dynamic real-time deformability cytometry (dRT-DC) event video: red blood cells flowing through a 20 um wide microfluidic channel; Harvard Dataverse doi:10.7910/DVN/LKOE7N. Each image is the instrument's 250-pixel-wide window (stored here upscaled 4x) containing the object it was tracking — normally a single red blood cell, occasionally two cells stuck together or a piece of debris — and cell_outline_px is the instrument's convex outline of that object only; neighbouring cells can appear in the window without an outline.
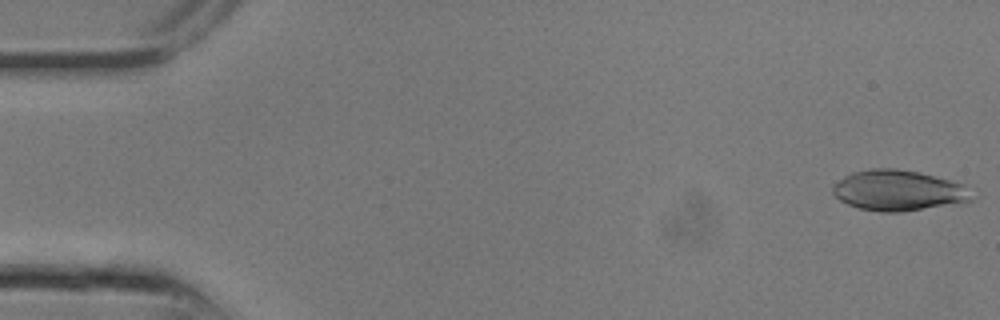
{"species": "common noctule bat (a hibernating species)", "species_latin": "Nyctalus noctula", "temperature_condition": "room temperature", "stored_images_in_passage": 9, "camera_frame_rate_fps": 3000, "um_per_image_px": 0.085, "animal": {"sex": "male", "body_mass_g": 13.3}, "frame": {"image": 1, "passage_image": 1, "time_ms": 0.0, "image_size_px": [1000, 320], "cell_outline_px": [[976, 200], [960, 204], [900, 212], [880, 212], [860, 208], [848, 204], [840, 200], [832, 192], [832, 184], [844, 176], [852, 172], [872, 168], [896, 168], [916, 172], [964, 184], [976, 196]], "centroid_in_image_um": [76.41, 16.2], "position_along_channel_um": 8.6, "area_um2": 33.23}}
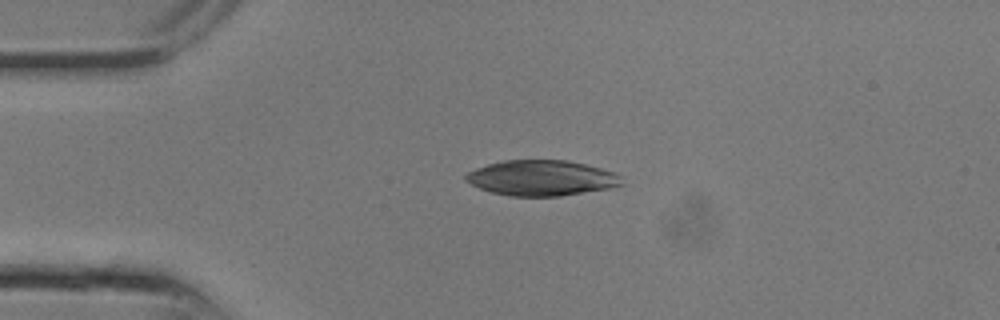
{"frame": {"image": 2, "passage_image": 6, "time_ms": 1.667, "image_size_px": [1000, 320], "cell_outline_px": [[624, 184], [612, 188], [560, 196], [508, 196], [492, 192], [480, 188], [464, 180], [464, 176], [468, 172], [476, 168], [488, 164], [504, 160], [568, 160], [616, 172], [620, 176]], "centroid_in_image_um": [46.05, 15.13], "position_along_channel_um": 38.9, "area_um2": 32.31}}